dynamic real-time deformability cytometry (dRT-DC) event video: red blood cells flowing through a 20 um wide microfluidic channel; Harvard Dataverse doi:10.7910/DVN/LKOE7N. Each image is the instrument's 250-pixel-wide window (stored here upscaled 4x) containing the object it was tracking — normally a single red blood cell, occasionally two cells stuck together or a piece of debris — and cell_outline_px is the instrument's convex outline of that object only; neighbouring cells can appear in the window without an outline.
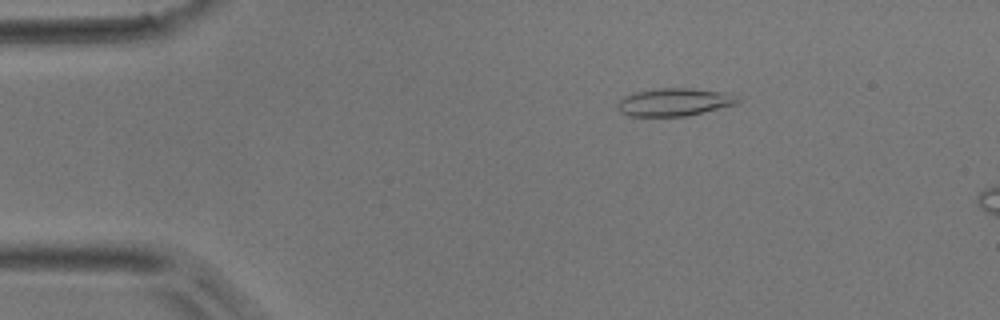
{"species": "common noctule bat (a hibernating species)", "species_latin": "Nyctalus noctula", "temperature_condition": "room temperature", "stored_images_in_passage": 29, "camera_frame_rate_fps": 3000, "um_per_image_px": 0.085, "animal": {"sex": "male", "body_mass_g": 17.9}, "frame": {"image": 1, "passage_image": 5, "time_ms": 1.333, "image_size_px": [1000, 320], "cell_outline_px": [[740, 100], [736, 104], [688, 116], [628, 116], [620, 112], [616, 108], [616, 104], [624, 96], [632, 92], [656, 88], [692, 88], [724, 92]], "centroid_in_image_um": [57.23, 8.68], "position_along_channel_um": 27.8, "area_um2": 19.54}}
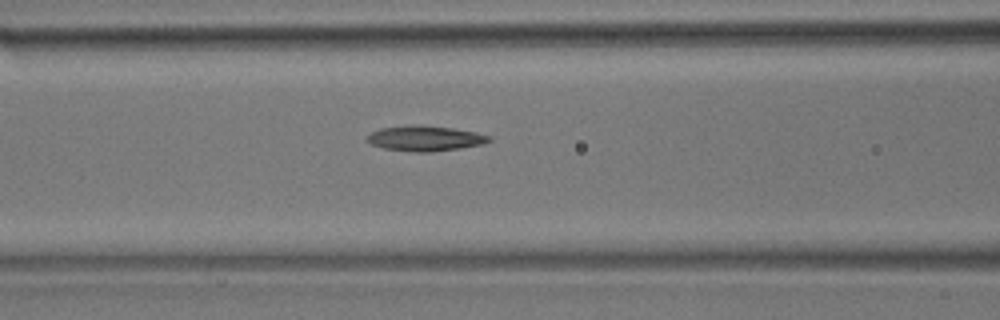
{"frame": {"image": 2, "passage_image": 17, "time_ms": 5.333, "image_size_px": [1000, 320], "cell_outline_px": [[492, 140], [484, 144], [460, 148], [428, 152], [416, 152], [384, 148], [372, 144], [368, 140], [368, 136], [372, 132], [380, 128], [412, 124], [424, 124], [452, 128], [476, 132], [492, 136]], "centroid_in_image_um": [36.19, 11.74], "position_along_channel_um": 130.4, "area_um2": 18.03}}
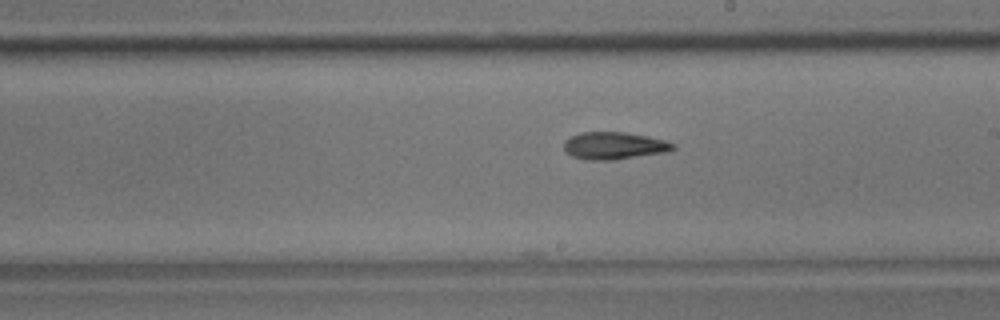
{"frame": {"image": 3, "passage_image": 25, "time_ms": 8.0, "image_size_px": [1000, 320], "cell_outline_px": [[676, 148], [668, 152], [612, 160], [584, 160], [572, 156], [564, 152], [564, 140], [580, 132], [624, 132], [648, 136], [664, 140], [676, 144]], "centroid_in_image_um": [52.19, 12.39], "position_along_channel_um": 236.8, "area_um2": 17.57}}